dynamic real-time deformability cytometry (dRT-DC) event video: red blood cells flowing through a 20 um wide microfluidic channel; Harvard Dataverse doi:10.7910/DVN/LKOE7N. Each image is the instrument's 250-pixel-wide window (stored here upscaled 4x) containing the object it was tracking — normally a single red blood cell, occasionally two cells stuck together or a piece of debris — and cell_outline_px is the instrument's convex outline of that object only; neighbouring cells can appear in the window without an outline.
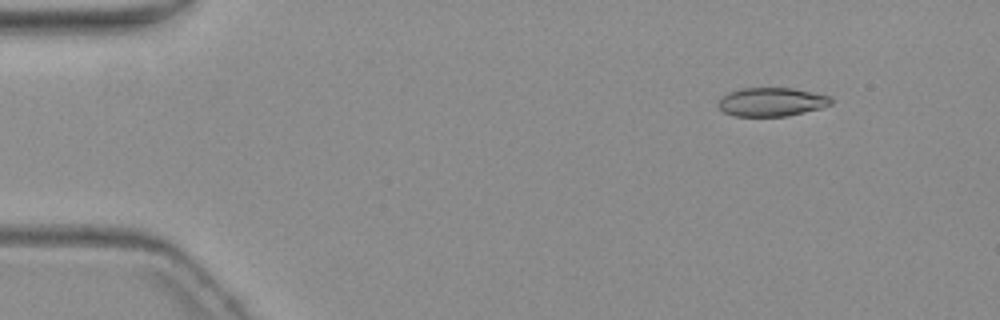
{"species": "common noctule bat (a hibernating species)", "species_latin": "Nyctalus noctula", "temperature_condition": "warm", "stored_images_in_passage": 4, "camera_frame_rate_fps": 3000, "um_per_image_px": 0.085, "animal": {"sex": "female", "body_mass_g": 19.3, "forearm_length_mm": 54.1}, "frame": {"image": 1, "passage_image": 2, "time_ms": 1.0, "image_size_px": [1000, 320], "cell_outline_px": [[832, 104], [820, 108], [788, 116], [736, 116], [724, 112], [716, 104], [728, 92], [740, 88], [792, 88], [832, 96]], "centroid_in_image_um": [65.6, 8.66], "position_along_channel_um": 19.4, "area_um2": 18.84}}
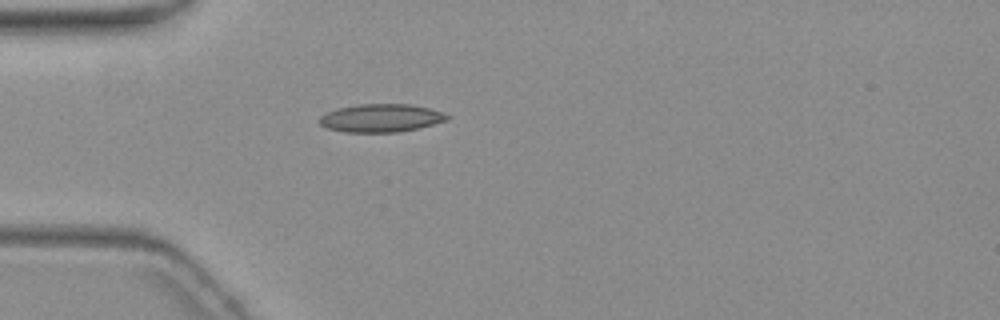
{"frame": {"image": 2, "passage_image": 4, "time_ms": 4.333, "image_size_px": [1000, 320], "cell_outline_px": [[452, 116], [448, 120], [416, 128], [396, 132], [344, 132], [328, 128], [320, 124], [320, 116], [336, 108], [356, 104], [408, 104], [428, 108]], "centroid_in_image_um": [32.36, 10.02], "position_along_channel_um": 52.6, "area_um2": 20.69}}